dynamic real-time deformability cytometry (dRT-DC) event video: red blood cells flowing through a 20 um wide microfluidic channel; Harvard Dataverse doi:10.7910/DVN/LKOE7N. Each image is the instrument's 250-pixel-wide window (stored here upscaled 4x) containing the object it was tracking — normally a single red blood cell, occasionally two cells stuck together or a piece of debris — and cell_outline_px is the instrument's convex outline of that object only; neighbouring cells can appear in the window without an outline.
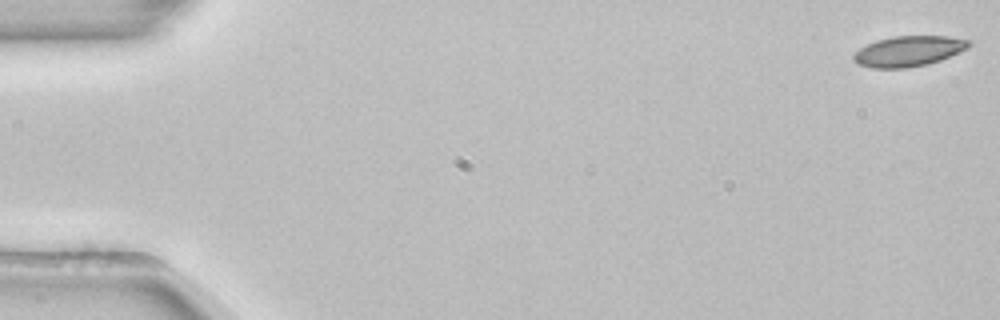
{"species": "common noctule bat (a hibernating species)", "species_latin": "Nyctalus noctula", "temperature_condition": "room temperature", "stored_images_in_passage": 53, "camera_frame_rate_fps": 3000, "um_per_image_px": 0.085, "animal": {"sex": "female", "body_mass_g": 22.7, "forearm_length_mm": 54.2}, "frame": {"image": 1, "passage_image": 1, "time_ms": 0.0, "image_size_px": [1000, 320], "cell_outline_px": [[972, 44], [968, 48], [940, 60], [928, 64], [904, 68], [872, 68], [860, 64], [852, 60], [852, 56], [860, 48], [876, 40], [892, 36], [948, 36], [972, 40]], "centroid_in_image_um": [77.25, 4.34], "position_along_channel_um": 7.8, "area_um2": 20.46}}
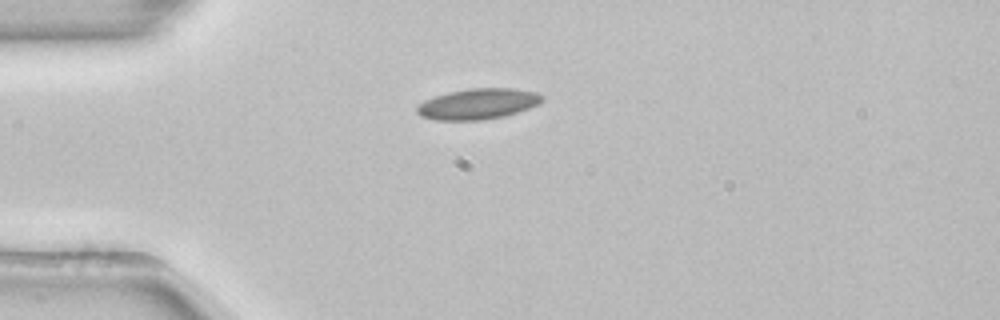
{"frame": {"image": 2, "passage_image": 14, "time_ms": 4.333, "image_size_px": [1000, 320], "cell_outline_px": [[544, 100], [540, 104], [504, 116], [484, 120], [436, 120], [420, 116], [416, 112], [416, 108], [424, 100], [448, 92], [472, 88], [512, 88], [536, 92], [544, 96]], "centroid_in_image_um": [40.64, 8.83], "position_along_channel_um": 44.4, "area_um2": 22.43}}
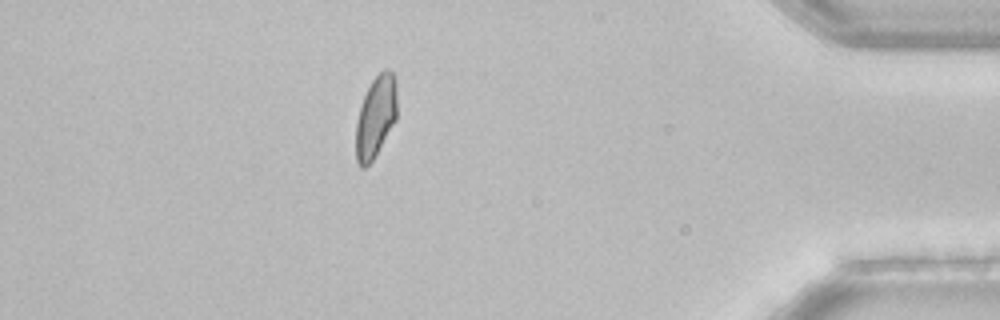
{"frame": {"image": 3, "passage_image": 47, "time_ms": 15.333, "image_size_px": [1000, 320], "cell_outline_px": [[396, 120], [372, 160], [364, 168], [360, 168], [356, 160], [356, 120], [360, 104], [372, 80], [384, 68], [388, 68], [392, 72], [396, 80]], "centroid_in_image_um": [31.92, 9.9], "position_along_channel_um": 403.3, "area_um2": 19.54}, "authors_computed_cell_mechanics": {"area_um2": 20.6346, "velocity_mm_per_s": 3.8778, "shape_relaxation_time_tau1_ms": null, "shape_relaxation_time_tau2_ms": 1.8812, "deformation_change_tau1": null, "deformation_change_tau2": 0.063}}